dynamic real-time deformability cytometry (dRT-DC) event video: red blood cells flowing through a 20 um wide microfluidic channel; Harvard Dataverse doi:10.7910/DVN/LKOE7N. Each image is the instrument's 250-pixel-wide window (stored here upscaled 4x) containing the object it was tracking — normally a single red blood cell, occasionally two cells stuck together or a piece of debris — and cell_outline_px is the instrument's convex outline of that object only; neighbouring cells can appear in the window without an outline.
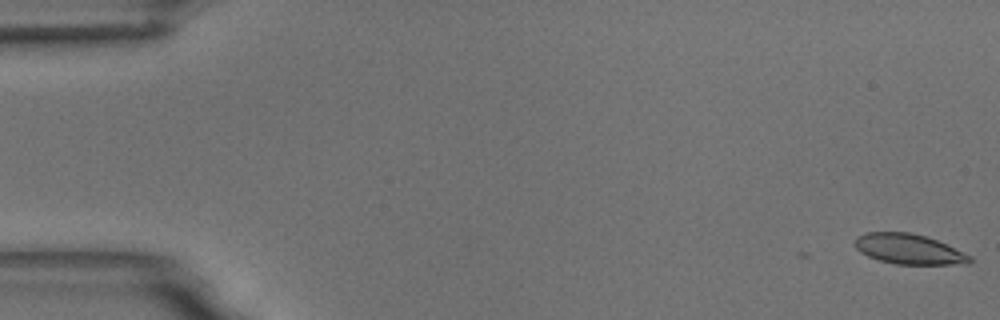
{"species": "common noctule bat (a hibernating species)", "species_latin": "Nyctalus noctula", "temperature_condition": "room temperature", "stored_images_in_passage": 5, "camera_frame_rate_fps": 3000, "um_per_image_px": 0.085, "animal": {"sex": "male", "body_mass_g": 18.8}, "frame": {"image": 1, "passage_image": 1, "time_ms": 0.0, "image_size_px": [1000, 320], "cell_outline_px": [[972, 260], [968, 264], [896, 264], [880, 260], [868, 256], [860, 252], [856, 248], [856, 236], [864, 232], [912, 232], [928, 236], [972, 256]], "centroid_in_image_um": [77.26, 21.16], "position_along_channel_um": 7.7, "area_um2": 20.23}}